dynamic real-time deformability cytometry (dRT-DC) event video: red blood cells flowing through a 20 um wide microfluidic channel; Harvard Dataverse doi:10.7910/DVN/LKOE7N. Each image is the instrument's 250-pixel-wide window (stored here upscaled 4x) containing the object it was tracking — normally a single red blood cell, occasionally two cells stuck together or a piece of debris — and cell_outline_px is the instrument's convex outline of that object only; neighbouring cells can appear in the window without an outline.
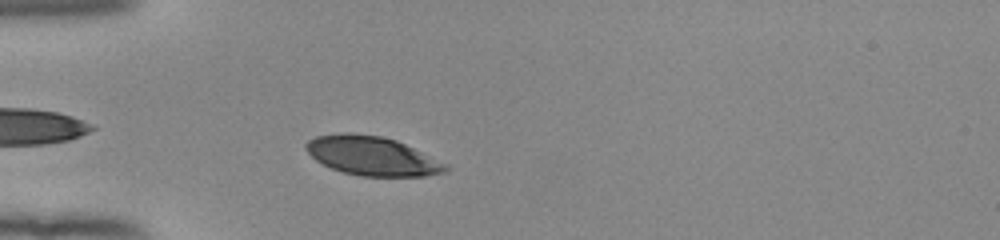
{"species": "human", "species_latin": "Homo sapiens", "temperature_condition": "room temperature", "stored_images_in_passage": 39, "camera_frame_rate_fps": 3000, "um_per_image_px": 0.085, "donor": {"sex": "female"}, "frame": {"image": 1, "passage_image": 6, "time_ms": 1.667, "image_size_px": [1000, 240], "cell_outline_px": [[452, 168], [444, 172], [424, 176], [360, 176], [344, 172], [332, 168], [316, 160], [304, 148], [304, 144], [308, 140], [316, 136], [344, 132], [348, 132], [380, 136], [396, 140], [448, 164]], "centroid_in_image_um": [31.63, 13.25], "position_along_channel_um": 53.4, "area_um2": 31.67}}
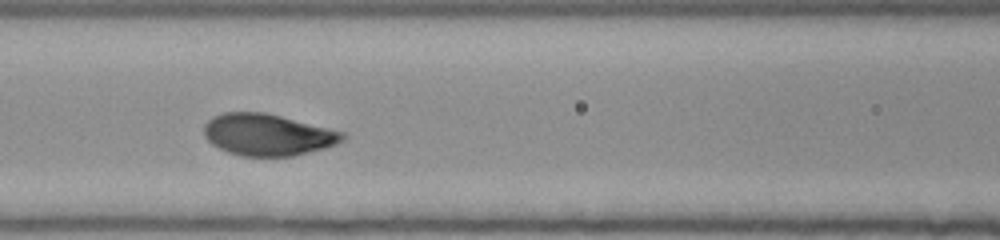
{"frame": {"image": 2, "passage_image": 14, "time_ms": 4.333, "image_size_px": [1000, 240], "cell_outline_px": [[348, 136], [344, 140], [336, 144], [324, 148], [292, 156], [240, 156], [228, 152], [212, 144], [204, 136], [204, 124], [212, 116], [224, 112], [264, 112], [344, 132]], "centroid_in_image_um": [22.73, 11.45], "position_along_channel_um": 143.9, "area_um2": 33.58}}
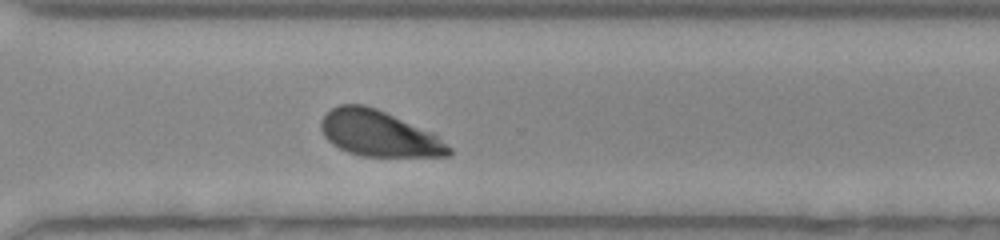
{"frame": {"image": 3, "passage_image": 29, "time_ms": 9.333, "image_size_px": [1000, 240], "cell_outline_px": [[452, 152], [448, 156], [364, 156], [348, 152], [332, 144], [324, 136], [320, 128], [320, 120], [332, 108], [340, 104], [364, 104], [376, 108], [432, 132], [448, 144], [452, 148]], "centroid_in_image_um": [32.19, 11.35], "position_along_channel_um": 338.4, "area_um2": 33.99}, "authors_computed_cell_mechanics": {"area_um2": 33.6396, "velocity_mm_per_s": 3.8929, "shape_relaxation_time_tau1_ms": 2.6492, "shape_relaxation_time_tau2_ms": null, "deformation_change_tau1": 0.1526, "deformation_change_tau2": null}}